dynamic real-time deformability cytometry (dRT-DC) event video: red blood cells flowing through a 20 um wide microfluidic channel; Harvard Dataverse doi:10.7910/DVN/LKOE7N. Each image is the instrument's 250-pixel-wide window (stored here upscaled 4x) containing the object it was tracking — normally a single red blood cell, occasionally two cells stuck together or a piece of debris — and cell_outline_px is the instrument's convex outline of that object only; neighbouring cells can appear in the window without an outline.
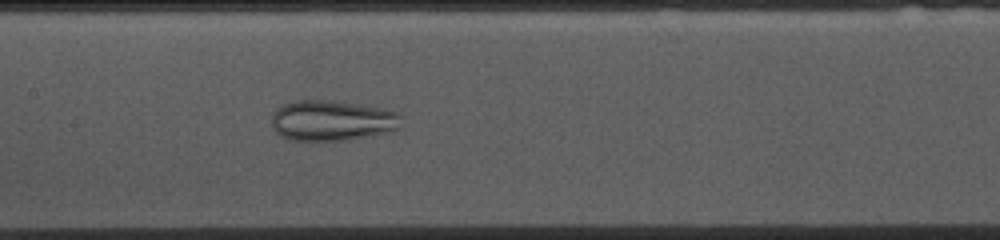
{"species": "common noctule bat (a hibernating species)", "species_latin": "Nyctalus noctula", "temperature_condition": "cold", "stored_images_in_passage": 51, "camera_frame_rate_fps": 3000, "um_per_image_px": 0.085, "animal": {"sex": "female", "body_mass_g": 10.0, "forearm_length_mm": 53.1}, "frame": {"image": 1, "passage_image": 22, "time_ms": 7.0, "image_size_px": [1000, 240], "cell_outline_px": [[400, 128], [388, 132], [348, 140], [292, 140], [280, 136], [272, 128], [272, 112], [284, 104], [296, 100], [328, 100], [360, 104], [384, 108], [396, 112], [400, 116]], "centroid_in_image_um": [28.21, 10.24], "position_along_channel_um": 179.2, "area_um2": 30.69}}
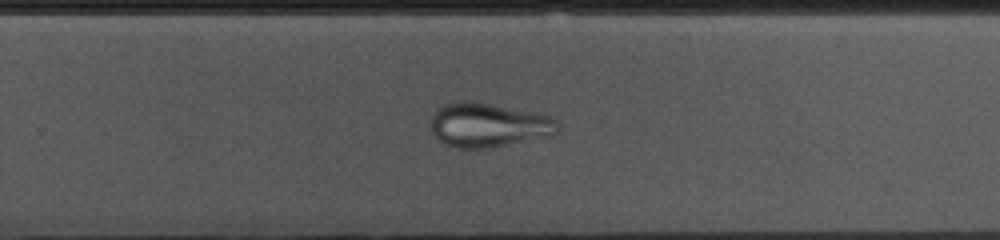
{"frame": {"image": 2, "passage_image": 31, "time_ms": 10.0, "image_size_px": [1000, 240], "cell_outline_px": [[556, 132], [548, 136], [484, 148], [456, 148], [444, 144], [436, 140], [432, 132], [432, 116], [436, 108], [444, 104], [460, 100], [472, 100], [552, 116], [556, 120]], "centroid_in_image_um": [41.42, 10.61], "position_along_channel_um": 288.4, "area_um2": 32.48}}
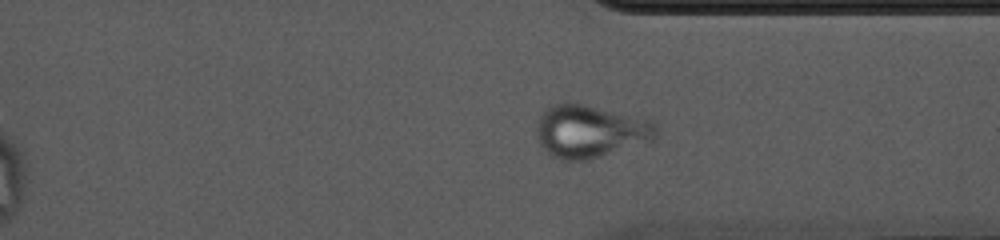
{"frame": {"image": 3, "passage_image": 37, "time_ms": 12.0, "image_size_px": [1000, 240], "cell_outline_px": [[660, 132], [652, 140], [588, 160], [560, 160], [552, 156], [536, 140], [536, 124], [540, 116], [552, 104], [564, 100], [568, 100], [652, 120], [660, 128]], "centroid_in_image_um": [50.14, 11.13], "position_along_channel_um": 361.3, "area_um2": 37.17}}